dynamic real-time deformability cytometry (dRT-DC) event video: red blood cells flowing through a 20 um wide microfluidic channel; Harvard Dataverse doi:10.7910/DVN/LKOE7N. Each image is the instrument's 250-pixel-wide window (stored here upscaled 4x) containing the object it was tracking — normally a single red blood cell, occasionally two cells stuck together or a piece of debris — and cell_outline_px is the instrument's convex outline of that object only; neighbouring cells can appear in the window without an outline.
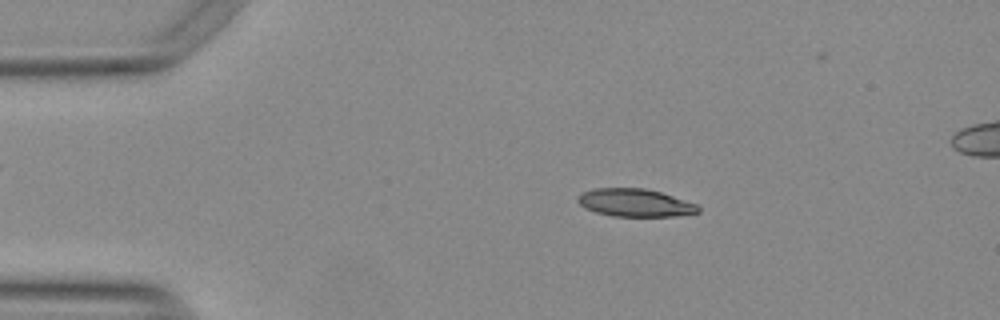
{"species": "Egyptian fruit bat (a non-hibernating species)", "species_latin": "Rousettus aegyptiacus", "temperature_condition": "warm", "stored_images_in_passage": 51, "segment_of_instrument_passage": [1, 2], "camera_frame_rate_fps": 3000, "um_per_image_px": 0.085, "animal": {"sex": "female"}, "frame": {"image": 1, "passage_image": 6, "time_ms": 1.667, "image_size_px": [1000, 320], "cell_outline_px": [[700, 212], [676, 216], [612, 216], [596, 212], [584, 208], [576, 200], [576, 196], [584, 192], [596, 188], [644, 188], [660, 192], [696, 204], [700, 208]], "centroid_in_image_um": [53.95, 17.24], "position_along_channel_um": 31.0, "area_um2": 19.42}}
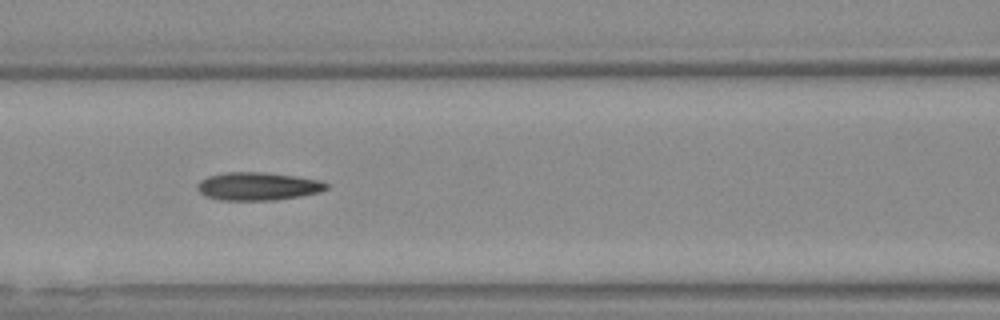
{"frame": {"image": 2, "passage_image": 19, "time_ms": 6.0, "image_size_px": [1000, 320], "cell_outline_px": [[328, 188], [320, 192], [300, 196], [276, 200], [220, 200], [208, 196], [200, 192], [196, 188], [196, 184], [200, 180], [208, 176], [224, 172], [264, 172], [296, 176], [320, 180], [328, 184]], "centroid_in_image_um": [21.92, 15.83], "position_along_channel_um": 144.7, "area_um2": 21.15}}
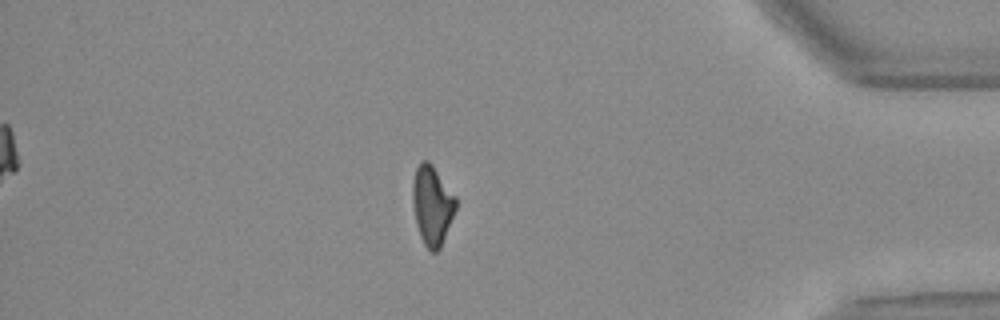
{"frame": {"image": 3, "passage_image": 42, "time_ms": 13.667, "image_size_px": [1000, 320], "cell_outline_px": [[456, 208], [440, 248], [436, 252], [432, 252], [424, 244], [420, 236], [416, 224], [412, 200], [412, 184], [416, 168], [424, 160], [428, 160], [432, 164], [456, 196]], "centroid_in_image_um": [36.73, 17.44], "position_along_channel_um": 398.5, "area_um2": 19.83}}